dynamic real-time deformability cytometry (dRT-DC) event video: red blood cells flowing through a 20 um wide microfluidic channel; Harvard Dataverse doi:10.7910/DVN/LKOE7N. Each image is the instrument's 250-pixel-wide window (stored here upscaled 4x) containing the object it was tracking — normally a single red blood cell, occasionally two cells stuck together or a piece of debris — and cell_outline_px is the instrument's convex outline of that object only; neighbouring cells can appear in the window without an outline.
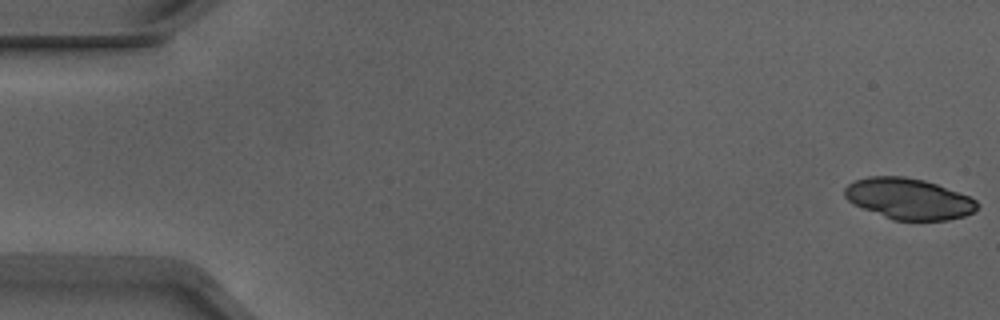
{"species": "Egyptian fruit bat (a non-hibernating species)", "species_latin": "Rousettus aegyptiacus", "temperature_condition": "warm", "stored_images_in_passage": 52, "segment_of_instrument_passage": [1, 2], "camera_frame_rate_fps": 3000, "um_per_image_px": 0.085, "animal": {"sex": "male"}, "frame": {"image": 1, "passage_image": 1, "time_ms": 0.0, "image_size_px": [1000, 320], "cell_outline_px": [[980, 204], [972, 212], [964, 216], [948, 220], [892, 220], [852, 204], [844, 196], [844, 188], [848, 184], [856, 180], [868, 176], [904, 176], [924, 180], [936, 184], [968, 196], [976, 200]], "centroid_in_image_um": [77.2, 16.89], "position_along_channel_um": 7.8, "area_um2": 31.62}}